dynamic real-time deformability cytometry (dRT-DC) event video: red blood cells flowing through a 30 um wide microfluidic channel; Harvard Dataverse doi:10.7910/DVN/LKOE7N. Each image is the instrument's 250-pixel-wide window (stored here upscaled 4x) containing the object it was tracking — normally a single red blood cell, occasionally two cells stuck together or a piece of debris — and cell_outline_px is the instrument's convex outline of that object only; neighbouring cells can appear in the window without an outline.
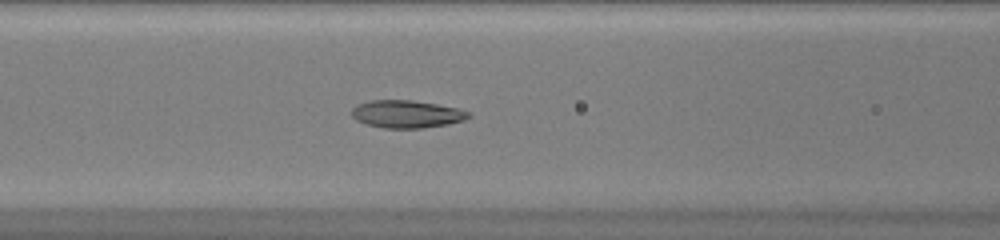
{"species": "common noctule bat (a hibernating species)", "species_latin": "Nyctalus noctula", "temperature_condition": "warm", "stored_images_in_passage": 49, "camera_frame_rate_fps": 3000, "um_per_image_px": 0.085, "animal": {"sex": "female", "body_mass_g": 20.0, "forearm_length_mm": 54.0}, "frame": {"image": 1, "passage_image": 21, "time_ms": 6.667, "image_size_px": [1000, 240], "cell_outline_px": [[472, 116], [464, 120], [448, 124], [420, 128], [384, 128], [368, 124], [356, 120], [352, 116], [352, 108], [360, 104], [372, 100], [412, 100], [460, 108], [472, 112]], "centroid_in_image_um": [34.63, 9.69], "position_along_channel_um": 132.0, "area_um2": 18.79}}
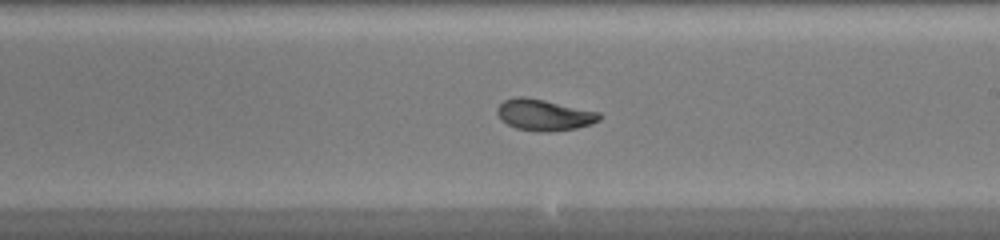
{"frame": {"image": 2, "passage_image": 29, "time_ms": 9.333, "image_size_px": [1000, 240], "cell_outline_px": [[600, 120], [592, 124], [576, 128], [548, 132], [540, 132], [516, 128], [500, 120], [496, 112], [496, 108], [504, 100], [516, 96], [524, 96], [544, 100], [600, 112]], "centroid_in_image_um": [46.22, 9.77], "position_along_channel_um": 242.8, "area_um2": 18.67}}
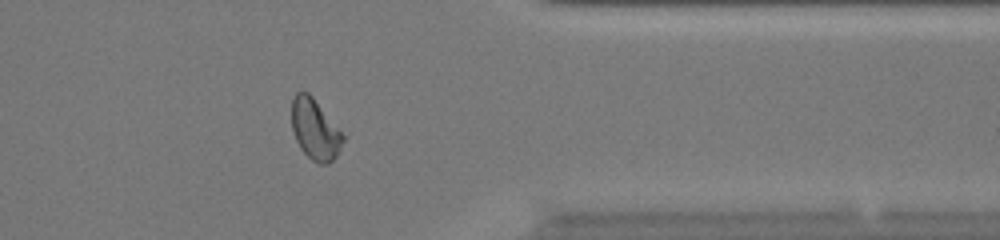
{"frame": {"image": 3, "passage_image": 40, "time_ms": 13.0, "image_size_px": [1000, 240], "cell_outline_px": [[344, 140], [336, 156], [328, 164], [320, 164], [312, 160], [300, 148], [296, 140], [292, 128], [292, 100], [296, 92], [308, 92], [312, 96], [344, 136]], "centroid_in_image_um": [26.76, 11.01], "position_along_channel_um": 384.6, "area_um2": 17.74}, "authors_computed_cell_mechanics": {"area_um2": 19.1896, "velocity_mm_per_s": 4.1589, "shape_relaxation_time_tau1_ms": null, "shape_relaxation_time_tau2_ms": 1.1793, "deformation_change_tau1": null, "deformation_change_tau2": 0.066}}